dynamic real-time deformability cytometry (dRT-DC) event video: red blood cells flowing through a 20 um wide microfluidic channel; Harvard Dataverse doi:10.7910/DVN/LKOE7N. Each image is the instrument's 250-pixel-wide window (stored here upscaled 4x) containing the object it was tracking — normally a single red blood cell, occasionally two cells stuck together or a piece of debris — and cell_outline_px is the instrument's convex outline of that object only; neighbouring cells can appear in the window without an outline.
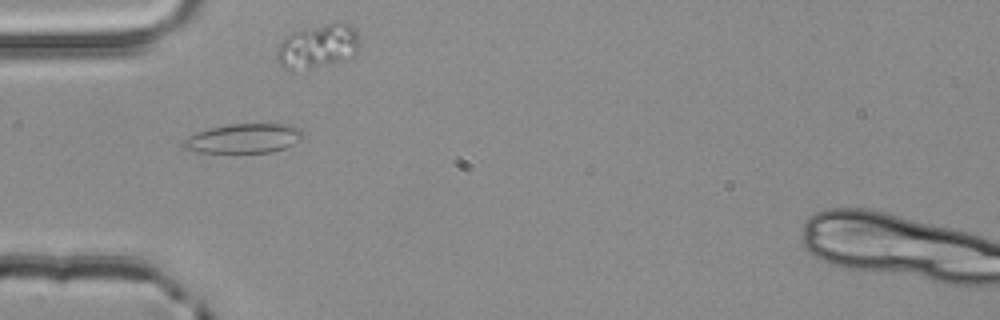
{"species": "common noctule bat (a hibernating species)", "species_latin": "Nyctalus noctula", "temperature_condition": "room temperature", "stored_images_in_passage": 3, "camera_frame_rate_fps": 3000, "um_per_image_px": 0.085, "animal": {"sex": "male", "body_mass_g": 20.4}, "frame": {"image": 1, "passage_image": 1, "time_ms": 0.0, "image_size_px": [1000, 320], "cell_outline_px": [[304, 136], [300, 140], [284, 148], [268, 152], [200, 152], [184, 148], [180, 144], [188, 136], [196, 132], [208, 128], [228, 124], [292, 124], [300, 128], [304, 132]], "centroid_in_image_um": [20.73, 11.75], "position_along_channel_um": 64.3, "area_um2": 20.52}}